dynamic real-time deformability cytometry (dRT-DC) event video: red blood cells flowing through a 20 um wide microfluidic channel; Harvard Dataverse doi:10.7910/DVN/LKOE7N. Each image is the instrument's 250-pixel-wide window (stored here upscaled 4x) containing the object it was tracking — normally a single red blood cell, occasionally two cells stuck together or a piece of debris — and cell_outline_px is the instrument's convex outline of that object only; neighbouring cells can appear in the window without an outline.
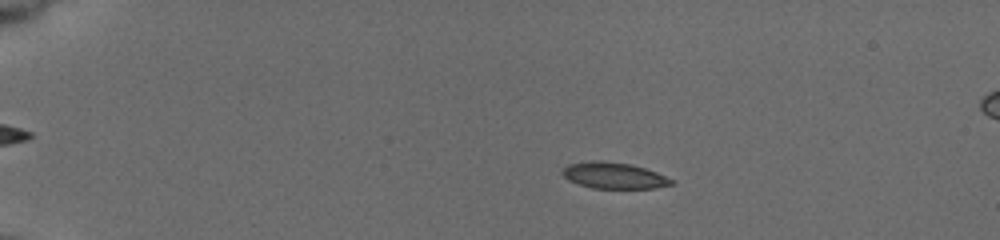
{"species": "common noctule bat (a hibernating species)", "species_latin": "Nyctalus noctula", "temperature_condition": "cold", "stored_images_in_passage": 33, "segment_of_instrument_passage": [1, 2], "camera_frame_rate_fps": 3000, "um_per_image_px": 0.085, "animal": {"sex": "female", "body_mass_g": 19.5, "forearm_length_mm": 54.1}, "frame": {"image": 1, "passage_image": 15, "time_ms": 3.667, "image_size_px": [1000, 240], "cell_outline_px": [[672, 184], [656, 188], [592, 188], [568, 180], [560, 172], [568, 164], [592, 160], [604, 160], [628, 164], [644, 168], [656, 172], [672, 180]], "centroid_in_image_um": [52.13, 14.91], "position_along_channel_um": 32.9, "area_um2": 16.47}}
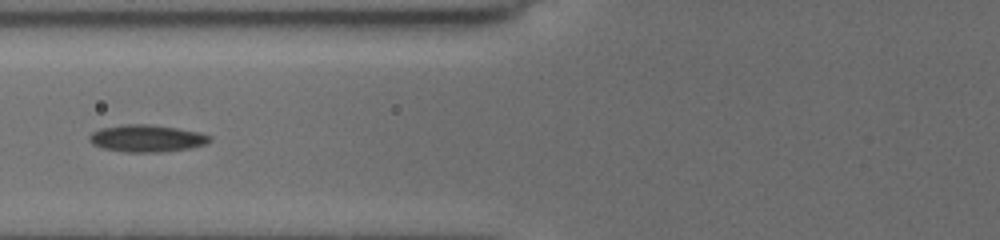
{"frame": {"image": 2, "passage_image": 27, "time_ms": 8.0, "image_size_px": [1000, 240], "cell_outline_px": [[212, 140], [204, 144], [192, 148], [164, 152], [124, 152], [104, 148], [92, 144], [88, 140], [88, 136], [92, 132], [100, 128], [120, 124], [152, 124], [200, 132], [212, 136]], "centroid_in_image_um": [12.47, 11.75], "position_along_channel_um": 113.3, "area_um2": 19.31}}
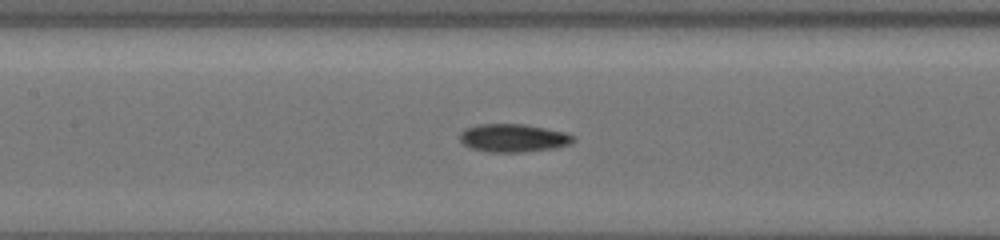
{"frame": {"image": 3, "passage_image": 31, "time_ms": 9.333, "image_size_px": [1000, 240], "cell_outline_px": [[576, 140], [572, 144], [556, 148], [524, 152], [484, 152], [472, 148], [464, 144], [460, 140], [460, 132], [464, 128], [476, 124], [524, 124], [564, 132], [576, 136]], "centroid_in_image_um": [43.65, 11.73], "position_along_channel_um": 163.8, "area_um2": 18.84}}